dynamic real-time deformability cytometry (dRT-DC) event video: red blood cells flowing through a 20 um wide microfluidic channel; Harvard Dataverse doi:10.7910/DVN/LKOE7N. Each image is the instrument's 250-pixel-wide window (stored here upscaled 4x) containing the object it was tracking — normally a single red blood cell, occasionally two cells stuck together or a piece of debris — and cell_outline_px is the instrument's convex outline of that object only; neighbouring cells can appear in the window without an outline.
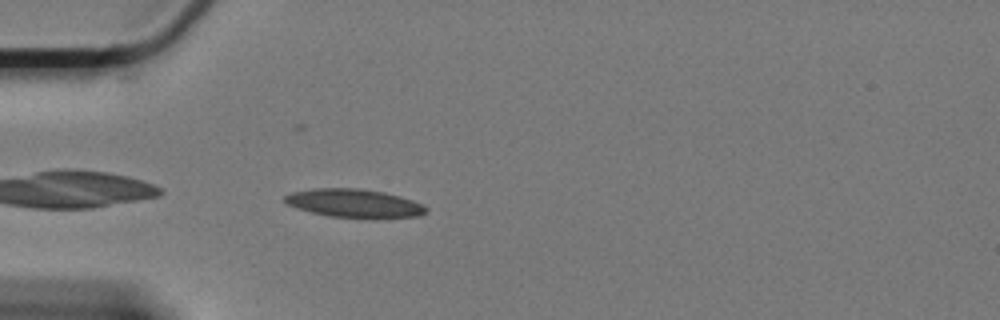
{"species": "Egyptian fruit bat (a non-hibernating species)", "species_latin": "Rousettus aegyptiacus", "temperature_condition": "cold", "stored_images_in_passage": 45, "camera_frame_rate_fps": 3000, "um_per_image_px": 0.085, "animal": {"sex": "female"}, "frame": {"image": 1, "passage_image": 2, "time_ms": 0.333, "image_size_px": [1000, 320], "cell_outline_px": [[428, 212], [416, 216], [376, 220], [372, 220], [328, 216], [312, 212], [288, 204], [284, 200], [284, 196], [292, 192], [312, 188], [360, 188], [384, 192], [400, 196], [424, 204], [428, 208]], "centroid_in_image_um": [30.19, 17.3], "position_along_channel_um": 54.8, "area_um2": 23.99}}
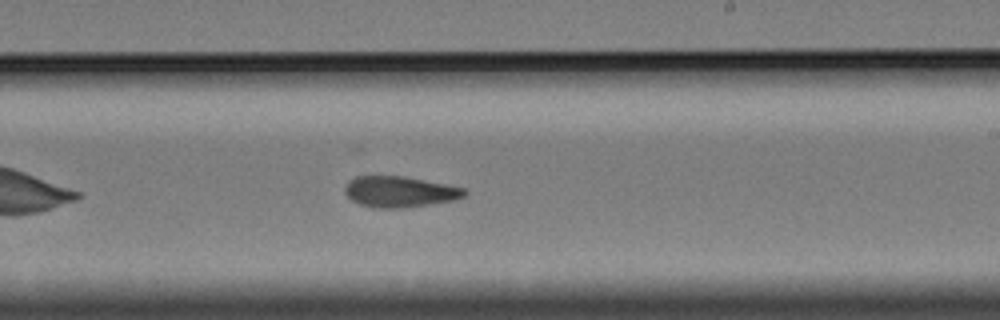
{"frame": {"image": 2, "passage_image": 21, "time_ms": 6.667, "image_size_px": [1000, 320], "cell_outline_px": [[468, 192], [464, 196], [456, 200], [404, 208], [372, 208], [360, 204], [352, 200], [344, 192], [344, 188], [356, 176], [404, 176], [464, 188]], "centroid_in_image_um": [33.99, 16.31], "position_along_channel_um": 255.0, "area_um2": 21.44}}
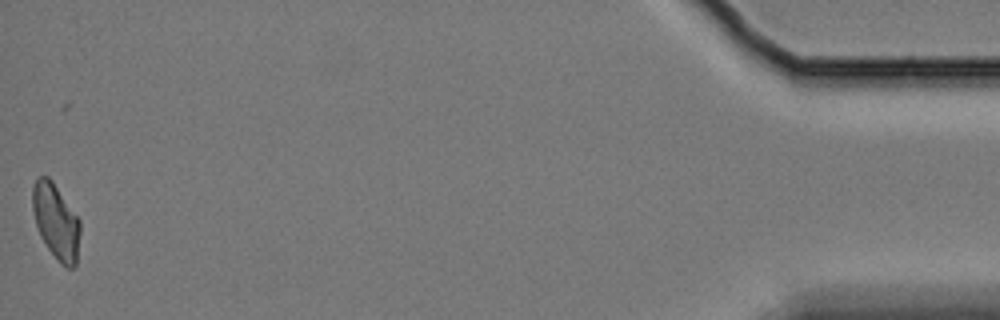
{"frame": {"image": 3, "passage_image": 45, "time_ms": 14.667, "image_size_px": [1000, 320], "cell_outline_px": [[80, 232], [76, 264], [72, 268], [64, 268], [60, 264], [48, 248], [40, 236], [36, 224], [32, 208], [32, 188], [36, 176], [48, 176], [52, 180], [80, 220]], "centroid_in_image_um": [4.75, 18.82], "position_along_channel_um": 430.5, "area_um2": 20.98}, "authors_computed_cell_mechanics": {"area_um2": 21.675, "velocity_mm_per_s": 3.2971, "shape_relaxation_time_tau1_ms": 9.3792, "shape_relaxation_time_tau2_ms": 4.744, "deformation_change_tau1": 0.1785, "deformation_change_tau2": 0.1154}}